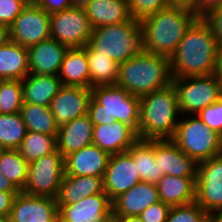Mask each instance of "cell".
<instances>
[{"label": "cell", "instance_id": "6da1fadb", "mask_svg": "<svg viewBox=\"0 0 222 222\" xmlns=\"http://www.w3.org/2000/svg\"><path fill=\"white\" fill-rule=\"evenodd\" d=\"M218 53L215 37L208 25L198 17L170 57L172 77L185 78L214 74Z\"/></svg>", "mask_w": 222, "mask_h": 222}, {"label": "cell", "instance_id": "7a4b0ae2", "mask_svg": "<svg viewBox=\"0 0 222 222\" xmlns=\"http://www.w3.org/2000/svg\"><path fill=\"white\" fill-rule=\"evenodd\" d=\"M197 18L192 10L168 7L142 19L143 50L170 58Z\"/></svg>", "mask_w": 222, "mask_h": 222}, {"label": "cell", "instance_id": "3957f363", "mask_svg": "<svg viewBox=\"0 0 222 222\" xmlns=\"http://www.w3.org/2000/svg\"><path fill=\"white\" fill-rule=\"evenodd\" d=\"M170 58L142 50L119 64L116 85L136 97H143L172 83Z\"/></svg>", "mask_w": 222, "mask_h": 222}, {"label": "cell", "instance_id": "277c9868", "mask_svg": "<svg viewBox=\"0 0 222 222\" xmlns=\"http://www.w3.org/2000/svg\"><path fill=\"white\" fill-rule=\"evenodd\" d=\"M177 94L173 84L140 98V140L171 139L180 119Z\"/></svg>", "mask_w": 222, "mask_h": 222}, {"label": "cell", "instance_id": "5b68a950", "mask_svg": "<svg viewBox=\"0 0 222 222\" xmlns=\"http://www.w3.org/2000/svg\"><path fill=\"white\" fill-rule=\"evenodd\" d=\"M91 94L88 115L94 125L119 121L137 132L140 123L139 97L117 85L93 86Z\"/></svg>", "mask_w": 222, "mask_h": 222}, {"label": "cell", "instance_id": "8992f818", "mask_svg": "<svg viewBox=\"0 0 222 222\" xmlns=\"http://www.w3.org/2000/svg\"><path fill=\"white\" fill-rule=\"evenodd\" d=\"M89 44L118 64L138 55L142 50V28L135 19L116 25L92 29Z\"/></svg>", "mask_w": 222, "mask_h": 222}, {"label": "cell", "instance_id": "52a82bcc", "mask_svg": "<svg viewBox=\"0 0 222 222\" xmlns=\"http://www.w3.org/2000/svg\"><path fill=\"white\" fill-rule=\"evenodd\" d=\"M171 139L197 163L222 154V136L197 115H181Z\"/></svg>", "mask_w": 222, "mask_h": 222}, {"label": "cell", "instance_id": "ba28073f", "mask_svg": "<svg viewBox=\"0 0 222 222\" xmlns=\"http://www.w3.org/2000/svg\"><path fill=\"white\" fill-rule=\"evenodd\" d=\"M181 115H197L222 97V85L215 74L172 78Z\"/></svg>", "mask_w": 222, "mask_h": 222}, {"label": "cell", "instance_id": "9c48e42d", "mask_svg": "<svg viewBox=\"0 0 222 222\" xmlns=\"http://www.w3.org/2000/svg\"><path fill=\"white\" fill-rule=\"evenodd\" d=\"M64 174V156L56 149L29 163L27 182L22 192L56 198Z\"/></svg>", "mask_w": 222, "mask_h": 222}, {"label": "cell", "instance_id": "30bf717a", "mask_svg": "<svg viewBox=\"0 0 222 222\" xmlns=\"http://www.w3.org/2000/svg\"><path fill=\"white\" fill-rule=\"evenodd\" d=\"M51 38L68 48H81L89 44L92 27L84 8L70 7L50 14Z\"/></svg>", "mask_w": 222, "mask_h": 222}, {"label": "cell", "instance_id": "8fae6325", "mask_svg": "<svg viewBox=\"0 0 222 222\" xmlns=\"http://www.w3.org/2000/svg\"><path fill=\"white\" fill-rule=\"evenodd\" d=\"M9 33L12 42L26 48L49 39L50 14L29 1L9 27Z\"/></svg>", "mask_w": 222, "mask_h": 222}, {"label": "cell", "instance_id": "7c38bea8", "mask_svg": "<svg viewBox=\"0 0 222 222\" xmlns=\"http://www.w3.org/2000/svg\"><path fill=\"white\" fill-rule=\"evenodd\" d=\"M195 201L207 213L222 210V154L198 163Z\"/></svg>", "mask_w": 222, "mask_h": 222}, {"label": "cell", "instance_id": "4fadbf2b", "mask_svg": "<svg viewBox=\"0 0 222 222\" xmlns=\"http://www.w3.org/2000/svg\"><path fill=\"white\" fill-rule=\"evenodd\" d=\"M8 222H59L56 198L20 191L13 201Z\"/></svg>", "mask_w": 222, "mask_h": 222}, {"label": "cell", "instance_id": "5bb4252c", "mask_svg": "<svg viewBox=\"0 0 222 222\" xmlns=\"http://www.w3.org/2000/svg\"><path fill=\"white\" fill-rule=\"evenodd\" d=\"M140 181L136 163L127 152L110 155L103 182L111 201Z\"/></svg>", "mask_w": 222, "mask_h": 222}, {"label": "cell", "instance_id": "9a60e30c", "mask_svg": "<svg viewBox=\"0 0 222 222\" xmlns=\"http://www.w3.org/2000/svg\"><path fill=\"white\" fill-rule=\"evenodd\" d=\"M91 98V88L63 85L49 106L57 125L88 114Z\"/></svg>", "mask_w": 222, "mask_h": 222}, {"label": "cell", "instance_id": "2e32d148", "mask_svg": "<svg viewBox=\"0 0 222 222\" xmlns=\"http://www.w3.org/2000/svg\"><path fill=\"white\" fill-rule=\"evenodd\" d=\"M155 159L164 175L197 177L198 163L183 152L172 139H155Z\"/></svg>", "mask_w": 222, "mask_h": 222}, {"label": "cell", "instance_id": "e0dca14e", "mask_svg": "<svg viewBox=\"0 0 222 222\" xmlns=\"http://www.w3.org/2000/svg\"><path fill=\"white\" fill-rule=\"evenodd\" d=\"M106 193L94 194L69 205H58L59 222H99L112 211Z\"/></svg>", "mask_w": 222, "mask_h": 222}, {"label": "cell", "instance_id": "ac0fdd59", "mask_svg": "<svg viewBox=\"0 0 222 222\" xmlns=\"http://www.w3.org/2000/svg\"><path fill=\"white\" fill-rule=\"evenodd\" d=\"M27 49L29 73L58 76L62 61L69 48L57 40L49 38Z\"/></svg>", "mask_w": 222, "mask_h": 222}, {"label": "cell", "instance_id": "d6986e66", "mask_svg": "<svg viewBox=\"0 0 222 222\" xmlns=\"http://www.w3.org/2000/svg\"><path fill=\"white\" fill-rule=\"evenodd\" d=\"M138 139L131 126L119 121L94 125L93 128V144L109 155L126 152Z\"/></svg>", "mask_w": 222, "mask_h": 222}, {"label": "cell", "instance_id": "ffe728a7", "mask_svg": "<svg viewBox=\"0 0 222 222\" xmlns=\"http://www.w3.org/2000/svg\"><path fill=\"white\" fill-rule=\"evenodd\" d=\"M110 155L94 144L73 151L64 157L65 174L104 176Z\"/></svg>", "mask_w": 222, "mask_h": 222}, {"label": "cell", "instance_id": "44dd1931", "mask_svg": "<svg viewBox=\"0 0 222 222\" xmlns=\"http://www.w3.org/2000/svg\"><path fill=\"white\" fill-rule=\"evenodd\" d=\"M160 201L157 186L140 181L112 200V212L119 216H139L151 204Z\"/></svg>", "mask_w": 222, "mask_h": 222}, {"label": "cell", "instance_id": "7402d4cb", "mask_svg": "<svg viewBox=\"0 0 222 222\" xmlns=\"http://www.w3.org/2000/svg\"><path fill=\"white\" fill-rule=\"evenodd\" d=\"M93 128L94 124L88 114L60 126L56 135V149L65 157L93 144Z\"/></svg>", "mask_w": 222, "mask_h": 222}, {"label": "cell", "instance_id": "603a6c76", "mask_svg": "<svg viewBox=\"0 0 222 222\" xmlns=\"http://www.w3.org/2000/svg\"><path fill=\"white\" fill-rule=\"evenodd\" d=\"M84 11L92 29L130 21L128 0H91Z\"/></svg>", "mask_w": 222, "mask_h": 222}, {"label": "cell", "instance_id": "cb8c5ba5", "mask_svg": "<svg viewBox=\"0 0 222 222\" xmlns=\"http://www.w3.org/2000/svg\"><path fill=\"white\" fill-rule=\"evenodd\" d=\"M103 177L64 175L56 197L57 205H69L84 197L105 193Z\"/></svg>", "mask_w": 222, "mask_h": 222}, {"label": "cell", "instance_id": "d4e9b609", "mask_svg": "<svg viewBox=\"0 0 222 222\" xmlns=\"http://www.w3.org/2000/svg\"><path fill=\"white\" fill-rule=\"evenodd\" d=\"M22 82L24 103L49 107L51 100L63 86L56 75L29 73Z\"/></svg>", "mask_w": 222, "mask_h": 222}, {"label": "cell", "instance_id": "484cf974", "mask_svg": "<svg viewBox=\"0 0 222 222\" xmlns=\"http://www.w3.org/2000/svg\"><path fill=\"white\" fill-rule=\"evenodd\" d=\"M197 177H177L164 175L156 185L159 199L172 206L189 204L196 198Z\"/></svg>", "mask_w": 222, "mask_h": 222}, {"label": "cell", "instance_id": "4316f807", "mask_svg": "<svg viewBox=\"0 0 222 222\" xmlns=\"http://www.w3.org/2000/svg\"><path fill=\"white\" fill-rule=\"evenodd\" d=\"M58 78L64 86L90 88V73L86 51L81 48H69L62 61Z\"/></svg>", "mask_w": 222, "mask_h": 222}, {"label": "cell", "instance_id": "83f0119b", "mask_svg": "<svg viewBox=\"0 0 222 222\" xmlns=\"http://www.w3.org/2000/svg\"><path fill=\"white\" fill-rule=\"evenodd\" d=\"M136 163L140 180L157 185L164 176L155 159V139H138L126 151Z\"/></svg>", "mask_w": 222, "mask_h": 222}, {"label": "cell", "instance_id": "f1b7e54d", "mask_svg": "<svg viewBox=\"0 0 222 222\" xmlns=\"http://www.w3.org/2000/svg\"><path fill=\"white\" fill-rule=\"evenodd\" d=\"M28 74V49L9 40L0 47V80H22Z\"/></svg>", "mask_w": 222, "mask_h": 222}, {"label": "cell", "instance_id": "f546056e", "mask_svg": "<svg viewBox=\"0 0 222 222\" xmlns=\"http://www.w3.org/2000/svg\"><path fill=\"white\" fill-rule=\"evenodd\" d=\"M83 48L89 64L90 88L96 85H116L119 64L108 56L99 54L90 44Z\"/></svg>", "mask_w": 222, "mask_h": 222}, {"label": "cell", "instance_id": "4dcf8cb0", "mask_svg": "<svg viewBox=\"0 0 222 222\" xmlns=\"http://www.w3.org/2000/svg\"><path fill=\"white\" fill-rule=\"evenodd\" d=\"M20 114L27 131L57 135L59 126L54 119L50 107L23 103Z\"/></svg>", "mask_w": 222, "mask_h": 222}, {"label": "cell", "instance_id": "1f68e13d", "mask_svg": "<svg viewBox=\"0 0 222 222\" xmlns=\"http://www.w3.org/2000/svg\"><path fill=\"white\" fill-rule=\"evenodd\" d=\"M28 165L18 149H4L0 154V172L19 192L23 191L26 185Z\"/></svg>", "mask_w": 222, "mask_h": 222}, {"label": "cell", "instance_id": "d6a6232c", "mask_svg": "<svg viewBox=\"0 0 222 222\" xmlns=\"http://www.w3.org/2000/svg\"><path fill=\"white\" fill-rule=\"evenodd\" d=\"M56 150V135L27 131L18 148L21 156L28 162L53 153Z\"/></svg>", "mask_w": 222, "mask_h": 222}, {"label": "cell", "instance_id": "836d02e7", "mask_svg": "<svg viewBox=\"0 0 222 222\" xmlns=\"http://www.w3.org/2000/svg\"><path fill=\"white\" fill-rule=\"evenodd\" d=\"M26 133L20 112L0 114V145L4 149H18Z\"/></svg>", "mask_w": 222, "mask_h": 222}, {"label": "cell", "instance_id": "e575fe53", "mask_svg": "<svg viewBox=\"0 0 222 222\" xmlns=\"http://www.w3.org/2000/svg\"><path fill=\"white\" fill-rule=\"evenodd\" d=\"M23 103L21 80H0V114L19 113Z\"/></svg>", "mask_w": 222, "mask_h": 222}, {"label": "cell", "instance_id": "d590c367", "mask_svg": "<svg viewBox=\"0 0 222 222\" xmlns=\"http://www.w3.org/2000/svg\"><path fill=\"white\" fill-rule=\"evenodd\" d=\"M166 222H212V217L194 201L189 204L172 206Z\"/></svg>", "mask_w": 222, "mask_h": 222}, {"label": "cell", "instance_id": "8d00e7d4", "mask_svg": "<svg viewBox=\"0 0 222 222\" xmlns=\"http://www.w3.org/2000/svg\"><path fill=\"white\" fill-rule=\"evenodd\" d=\"M129 12L132 19H142L170 7L167 0H128Z\"/></svg>", "mask_w": 222, "mask_h": 222}, {"label": "cell", "instance_id": "74e56055", "mask_svg": "<svg viewBox=\"0 0 222 222\" xmlns=\"http://www.w3.org/2000/svg\"><path fill=\"white\" fill-rule=\"evenodd\" d=\"M197 116L205 125L222 136V97L203 108Z\"/></svg>", "mask_w": 222, "mask_h": 222}, {"label": "cell", "instance_id": "f35d334b", "mask_svg": "<svg viewBox=\"0 0 222 222\" xmlns=\"http://www.w3.org/2000/svg\"><path fill=\"white\" fill-rule=\"evenodd\" d=\"M29 0H0V25L10 27Z\"/></svg>", "mask_w": 222, "mask_h": 222}, {"label": "cell", "instance_id": "ab89813d", "mask_svg": "<svg viewBox=\"0 0 222 222\" xmlns=\"http://www.w3.org/2000/svg\"><path fill=\"white\" fill-rule=\"evenodd\" d=\"M201 18L215 37L219 51H222V6L207 11Z\"/></svg>", "mask_w": 222, "mask_h": 222}, {"label": "cell", "instance_id": "60d3db41", "mask_svg": "<svg viewBox=\"0 0 222 222\" xmlns=\"http://www.w3.org/2000/svg\"><path fill=\"white\" fill-rule=\"evenodd\" d=\"M171 206L158 201L151 204L147 209H145L139 217L144 222H166L168 219L169 211Z\"/></svg>", "mask_w": 222, "mask_h": 222}, {"label": "cell", "instance_id": "b9f144b4", "mask_svg": "<svg viewBox=\"0 0 222 222\" xmlns=\"http://www.w3.org/2000/svg\"><path fill=\"white\" fill-rule=\"evenodd\" d=\"M33 2L48 14L61 12L71 7L70 0H34Z\"/></svg>", "mask_w": 222, "mask_h": 222}, {"label": "cell", "instance_id": "7bdbcfd3", "mask_svg": "<svg viewBox=\"0 0 222 222\" xmlns=\"http://www.w3.org/2000/svg\"><path fill=\"white\" fill-rule=\"evenodd\" d=\"M18 193L0 191V216L8 219L13 201Z\"/></svg>", "mask_w": 222, "mask_h": 222}, {"label": "cell", "instance_id": "ee69618b", "mask_svg": "<svg viewBox=\"0 0 222 222\" xmlns=\"http://www.w3.org/2000/svg\"><path fill=\"white\" fill-rule=\"evenodd\" d=\"M222 6V0H196L195 14L198 17L203 16L207 11Z\"/></svg>", "mask_w": 222, "mask_h": 222}, {"label": "cell", "instance_id": "f6af8a7d", "mask_svg": "<svg viewBox=\"0 0 222 222\" xmlns=\"http://www.w3.org/2000/svg\"><path fill=\"white\" fill-rule=\"evenodd\" d=\"M170 7H179L192 10L195 13L196 0H167Z\"/></svg>", "mask_w": 222, "mask_h": 222}, {"label": "cell", "instance_id": "bcb514c9", "mask_svg": "<svg viewBox=\"0 0 222 222\" xmlns=\"http://www.w3.org/2000/svg\"><path fill=\"white\" fill-rule=\"evenodd\" d=\"M0 191L19 192L13 184L0 172Z\"/></svg>", "mask_w": 222, "mask_h": 222}, {"label": "cell", "instance_id": "7dc6e473", "mask_svg": "<svg viewBox=\"0 0 222 222\" xmlns=\"http://www.w3.org/2000/svg\"><path fill=\"white\" fill-rule=\"evenodd\" d=\"M10 40L9 28L0 25V47L6 44Z\"/></svg>", "mask_w": 222, "mask_h": 222}, {"label": "cell", "instance_id": "c3c4849f", "mask_svg": "<svg viewBox=\"0 0 222 222\" xmlns=\"http://www.w3.org/2000/svg\"><path fill=\"white\" fill-rule=\"evenodd\" d=\"M215 76L222 85V51H219L215 69Z\"/></svg>", "mask_w": 222, "mask_h": 222}, {"label": "cell", "instance_id": "681fc988", "mask_svg": "<svg viewBox=\"0 0 222 222\" xmlns=\"http://www.w3.org/2000/svg\"><path fill=\"white\" fill-rule=\"evenodd\" d=\"M99 222H121V218L119 215L114 214L112 211L105 216L101 221Z\"/></svg>", "mask_w": 222, "mask_h": 222}, {"label": "cell", "instance_id": "f907efd6", "mask_svg": "<svg viewBox=\"0 0 222 222\" xmlns=\"http://www.w3.org/2000/svg\"><path fill=\"white\" fill-rule=\"evenodd\" d=\"M121 222H144L139 216H120Z\"/></svg>", "mask_w": 222, "mask_h": 222}, {"label": "cell", "instance_id": "816d5d0a", "mask_svg": "<svg viewBox=\"0 0 222 222\" xmlns=\"http://www.w3.org/2000/svg\"><path fill=\"white\" fill-rule=\"evenodd\" d=\"M91 0H70L71 7L84 8Z\"/></svg>", "mask_w": 222, "mask_h": 222}, {"label": "cell", "instance_id": "f5cc1de1", "mask_svg": "<svg viewBox=\"0 0 222 222\" xmlns=\"http://www.w3.org/2000/svg\"><path fill=\"white\" fill-rule=\"evenodd\" d=\"M212 222H222V210L211 213Z\"/></svg>", "mask_w": 222, "mask_h": 222}, {"label": "cell", "instance_id": "db71d44e", "mask_svg": "<svg viewBox=\"0 0 222 222\" xmlns=\"http://www.w3.org/2000/svg\"><path fill=\"white\" fill-rule=\"evenodd\" d=\"M0 222H8L7 218L4 216H0Z\"/></svg>", "mask_w": 222, "mask_h": 222}, {"label": "cell", "instance_id": "11a10c76", "mask_svg": "<svg viewBox=\"0 0 222 222\" xmlns=\"http://www.w3.org/2000/svg\"><path fill=\"white\" fill-rule=\"evenodd\" d=\"M4 150V148L0 145V154Z\"/></svg>", "mask_w": 222, "mask_h": 222}]
</instances>
